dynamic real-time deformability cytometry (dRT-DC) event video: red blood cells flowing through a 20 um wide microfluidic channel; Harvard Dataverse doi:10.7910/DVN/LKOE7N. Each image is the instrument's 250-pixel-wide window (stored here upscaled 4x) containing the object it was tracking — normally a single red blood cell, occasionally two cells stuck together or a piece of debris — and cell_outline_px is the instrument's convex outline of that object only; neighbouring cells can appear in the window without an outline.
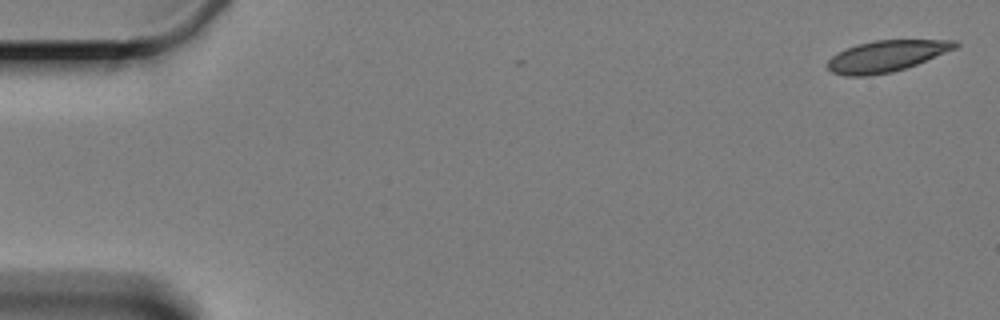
{"species": "Egyptian fruit bat (a non-hibernating species)", "species_latin": "Rousettus aegyptiacus", "temperature_condition": "cold", "stored_images_in_passage": 6, "camera_frame_rate_fps": 3000, "um_per_image_px": 0.085, "animal": {"sex": "female"}, "frame": {"image": 1, "passage_image": 1, "time_ms": 0.0, "image_size_px": [1000, 320], "cell_outline_px": [[960, 44], [956, 48], [916, 64], [892, 72], [864, 76], [844, 76], [832, 72], [828, 68], [828, 60], [832, 56], [856, 44], [876, 40], [956, 40]], "centroid_in_image_um": [75.34, 4.76], "position_along_channel_um": 9.7, "area_um2": 22.95}}
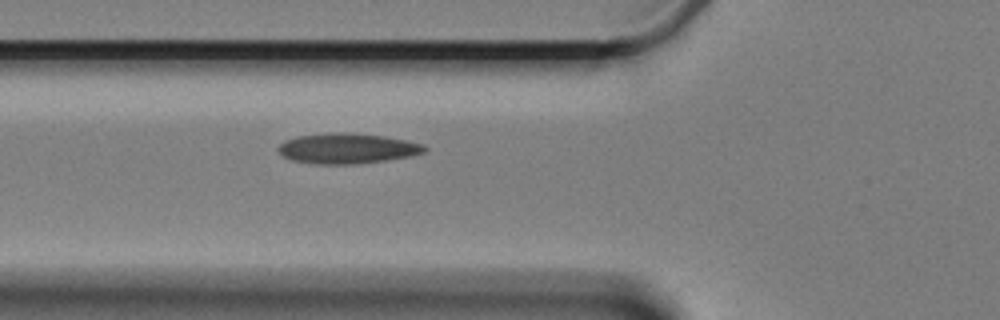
{"frame": {"image": 2, "passage_image": 6, "time_ms": 6.667, "image_size_px": [1000, 320], "cell_outline_px": [[428, 148], [424, 152], [408, 156], [384, 160], [352, 164], [316, 164], [292, 160], [284, 156], [276, 148], [284, 140], [296, 136], [332, 132], [348, 132], [384, 136], [424, 144]], "centroid_in_image_um": [29.48, 12.6], "position_along_channel_um": 96.3, "area_um2": 25.72}}